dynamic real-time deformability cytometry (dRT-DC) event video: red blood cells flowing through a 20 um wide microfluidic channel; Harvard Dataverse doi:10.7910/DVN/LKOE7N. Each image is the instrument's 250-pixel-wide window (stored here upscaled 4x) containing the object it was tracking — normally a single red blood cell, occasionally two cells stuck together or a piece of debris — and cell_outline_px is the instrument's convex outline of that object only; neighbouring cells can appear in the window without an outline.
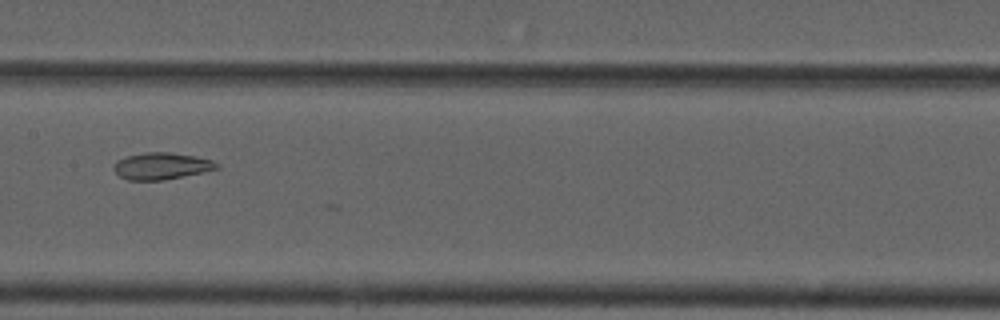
{"species": "common noctule bat (a hibernating species)", "species_latin": "Nyctalus noctula", "temperature_condition": "cold", "stored_images_in_passage": 14, "camera_frame_rate_fps": 3000, "um_per_image_px": 0.085, "animal": {"sex": "male", "forearm_length_mm": 52.5}, "frame": {"image": 1, "passage_image": 6, "time_ms": 8.667, "image_size_px": [1000, 320], "cell_outline_px": [[220, 168], [164, 180], [128, 180], [120, 176], [112, 168], [116, 160], [128, 156], [148, 152], [168, 152], [192, 156], [212, 160], [220, 164]], "centroid_in_image_um": [13.71, 14.11], "position_along_channel_um": 193.7, "area_um2": 15.9}}
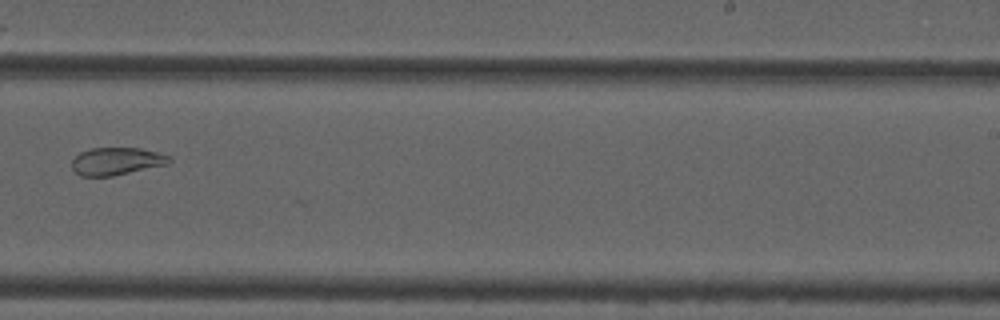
{"frame": {"image": 2, "passage_image": 8, "time_ms": 11.0, "image_size_px": [1000, 320], "cell_outline_px": [[172, 160], [168, 164], [112, 176], [80, 176], [72, 168], [72, 160], [80, 152], [92, 148], [140, 148], [172, 156]], "centroid_in_image_um": [9.92, 13.7], "position_along_channel_um": 279.1, "area_um2": 15.61}}
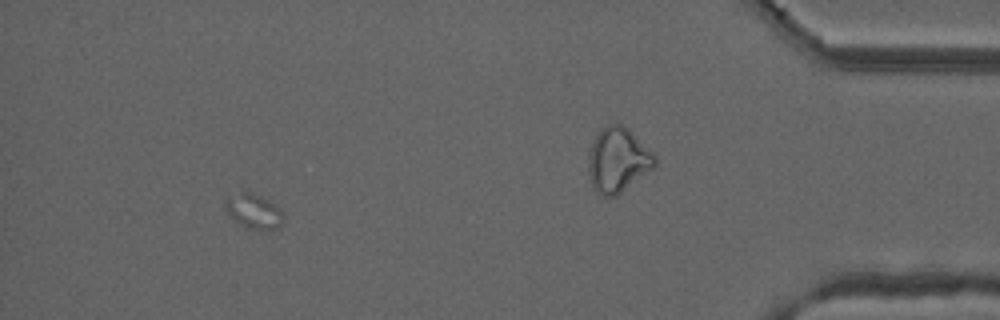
{"frame": {"image": 3, "passage_image": 14, "time_ms": 22.0, "image_size_px": [1000, 320], "cell_outline_px": [[284, 220], [276, 228], [248, 228], [236, 220], [224, 208], [224, 200], [240, 192], [252, 192], [276, 204], [280, 208], [284, 216]], "centroid_in_image_um": [21.59, 17.92], "position_along_channel_um": 413.6, "area_um2": 11.33}, "authors_computed_cell_mechanics": {"area_um2": 16.2418, "velocity_mm_per_s": 3.6676, "shape_relaxation_time_tau1_ms": 0.2062, "shape_relaxation_time_tau2_ms": 3.4019, "deformation_change_tau1": 0.0383, "deformation_change_tau2": 0.0868}}